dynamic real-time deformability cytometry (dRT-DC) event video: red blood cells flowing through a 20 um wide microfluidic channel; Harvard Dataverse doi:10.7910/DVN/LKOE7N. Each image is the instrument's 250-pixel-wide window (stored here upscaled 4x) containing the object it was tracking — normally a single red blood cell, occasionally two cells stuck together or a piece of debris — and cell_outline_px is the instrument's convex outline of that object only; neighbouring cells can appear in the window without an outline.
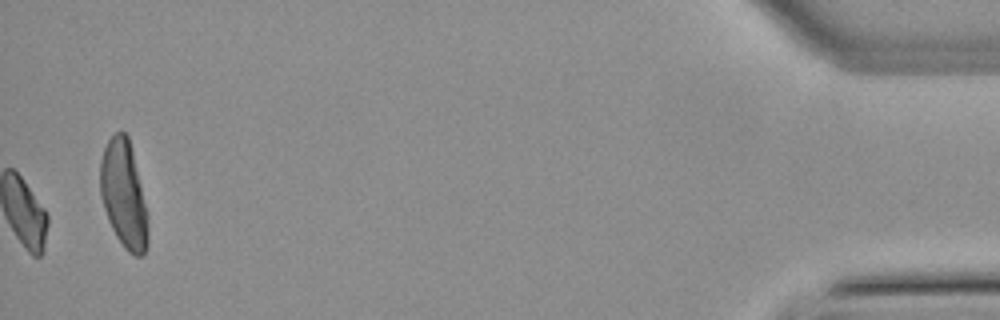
{"species": "common noctule bat (a hibernating species)", "species_latin": "Nyctalus noctula", "temperature_condition": "warm", "stored_images_in_passage": 48, "camera_frame_rate_fps": 3000, "um_per_image_px": 0.085, "animal": {"sex": "male", "body_mass_g": 21.5, "forearm_length_mm": 52.0}, "frame": {"image": 1, "passage_image": 48, "time_ms": 15.667, "image_size_px": [1000, 320], "cell_outline_px": [[148, 244], [144, 256], [136, 256], [128, 252], [124, 248], [116, 236], [108, 220], [100, 196], [100, 160], [104, 148], [108, 140], [116, 132], [124, 132], [128, 136], [140, 184], [148, 224]], "centroid_in_image_um": [10.5, 16.57], "position_along_channel_um": 424.7, "area_um2": 29.48}}